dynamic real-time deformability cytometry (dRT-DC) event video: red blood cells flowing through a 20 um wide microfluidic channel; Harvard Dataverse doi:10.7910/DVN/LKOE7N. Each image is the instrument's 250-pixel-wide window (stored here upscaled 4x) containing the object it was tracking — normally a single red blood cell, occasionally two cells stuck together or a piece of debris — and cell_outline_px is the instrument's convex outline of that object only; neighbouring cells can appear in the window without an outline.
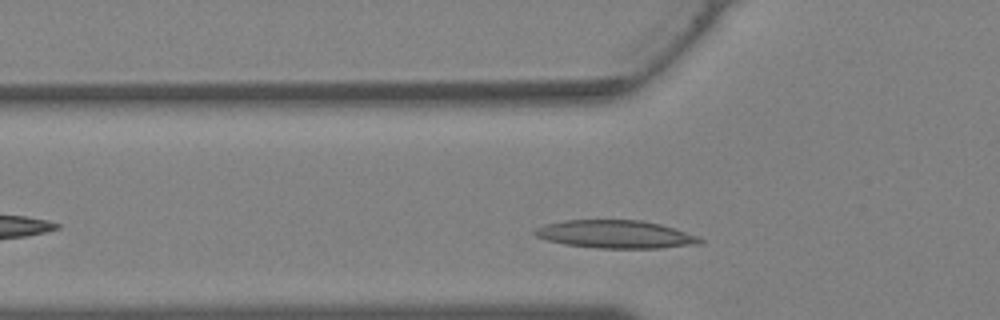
{"species": "Egyptian fruit bat (a non-hibernating species)", "species_latin": "Rousettus aegyptiacus", "temperature_condition": "warm", "stored_images_in_passage": 20, "camera_frame_rate_fps": 3000, "um_per_image_px": 0.085, "animal": {"sex": "female"}, "frame": {"image": 1, "passage_image": 2, "time_ms": 0.333, "image_size_px": [1000, 320], "cell_outline_px": [[704, 244], [660, 248], [596, 248], [564, 244], [548, 240], [536, 236], [532, 232], [536, 228], [544, 224], [564, 220], [640, 220], [660, 224], [700, 236], [704, 240]], "centroid_in_image_um": [52.36, 19.92], "position_along_channel_um": 73.4, "area_um2": 27.11}}
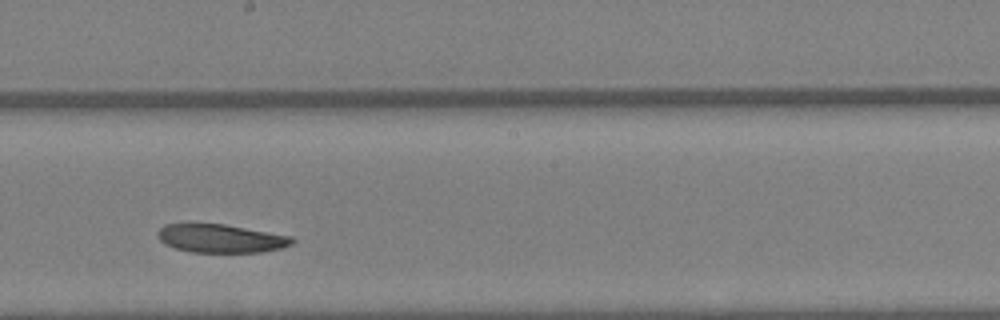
{"frame": {"image": 2, "passage_image": 11, "time_ms": 3.333, "image_size_px": [1000, 320], "cell_outline_px": [[296, 240], [292, 244], [280, 248], [260, 252], [192, 252], [176, 248], [164, 244], [156, 236], [156, 232], [164, 224], [224, 224], [292, 236]], "centroid_in_image_um": [18.76, 20.26], "position_along_channel_um": 229.4, "area_um2": 22.2}}
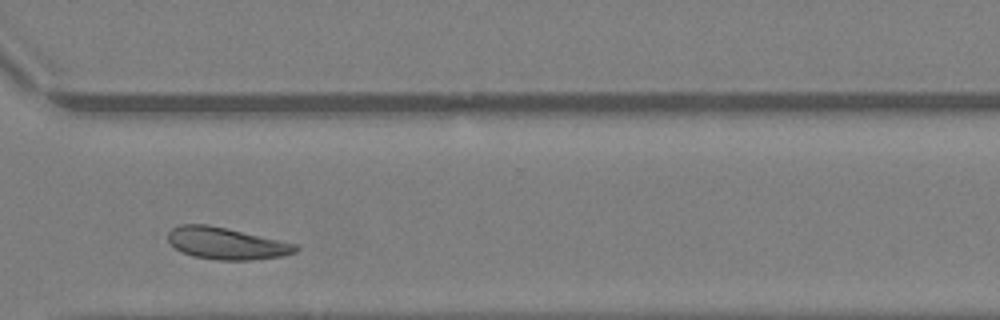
{"frame": {"image": 3, "passage_image": 18, "time_ms": 5.667, "image_size_px": [1000, 320], "cell_outline_px": [[300, 248], [296, 252], [280, 256], [252, 260], [216, 260], [192, 256], [176, 248], [168, 240], [168, 232], [172, 228], [180, 224], [204, 224], [224, 228], [296, 244]], "centroid_in_image_um": [19.22, 20.7], "position_along_channel_um": 351.4, "area_um2": 23.29}}